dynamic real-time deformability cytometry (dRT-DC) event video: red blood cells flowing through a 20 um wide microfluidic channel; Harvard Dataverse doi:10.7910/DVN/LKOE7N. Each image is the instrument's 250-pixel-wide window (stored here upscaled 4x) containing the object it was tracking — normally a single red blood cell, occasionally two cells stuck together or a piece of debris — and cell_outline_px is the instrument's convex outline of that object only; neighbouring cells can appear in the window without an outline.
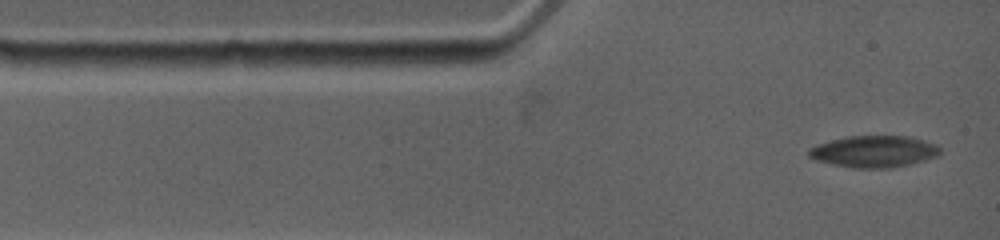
{"species": "common noctule bat (a hibernating species)", "species_latin": "Nyctalus noctula", "temperature_condition": "warm", "stored_images_in_passage": 16, "camera_frame_rate_fps": 4500, "um_per_image_px": 0.085, "animal": {"sex": "female", "body_mass_g": 19.0, "forearm_length_mm": 53.3}, "frame": {"image": 1, "passage_image": 1, "time_ms": 0.0, "image_size_px": [1000, 240], "cell_outline_px": [[940, 152], [936, 156], [924, 160], [892, 168], [856, 168], [832, 164], [816, 160], [808, 156], [808, 148], [816, 144], [844, 136], [908, 136], [924, 140], [936, 144], [940, 148]], "centroid_in_image_um": [74.25, 12.87], "position_along_channel_um": 10.7, "area_um2": 24.28}}
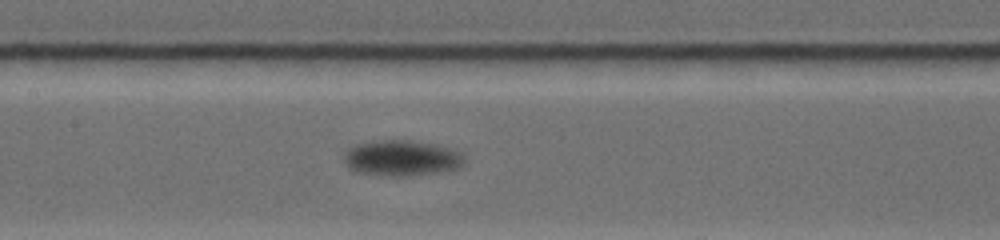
{"frame": {"image": 2, "passage_image": 10, "time_ms": 5.778, "image_size_px": [1000, 240], "cell_outline_px": [[464, 164], [456, 168], [436, 172], [400, 176], [380, 176], [356, 172], [348, 168], [344, 164], [344, 156], [348, 148], [356, 144], [372, 140], [404, 140], [432, 144], [448, 148], [460, 152], [464, 156]], "centroid_in_image_um": [34.06, 13.44], "position_along_channel_um": 173.3, "area_um2": 24.97}}
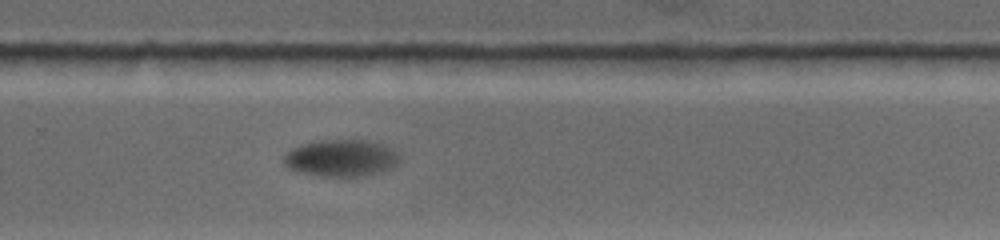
{"frame": {"image": 3, "passage_image": 16, "time_ms": 9.556, "image_size_px": [1000, 240], "cell_outline_px": [[400, 164], [392, 168], [380, 172], [364, 176], [324, 176], [296, 172], [288, 168], [284, 164], [284, 156], [292, 148], [304, 144], [320, 140], [368, 140], [384, 144], [392, 148], [396, 152], [400, 160]], "centroid_in_image_um": [29.03, 13.44], "position_along_channel_um": 300.8, "area_um2": 25.03}}